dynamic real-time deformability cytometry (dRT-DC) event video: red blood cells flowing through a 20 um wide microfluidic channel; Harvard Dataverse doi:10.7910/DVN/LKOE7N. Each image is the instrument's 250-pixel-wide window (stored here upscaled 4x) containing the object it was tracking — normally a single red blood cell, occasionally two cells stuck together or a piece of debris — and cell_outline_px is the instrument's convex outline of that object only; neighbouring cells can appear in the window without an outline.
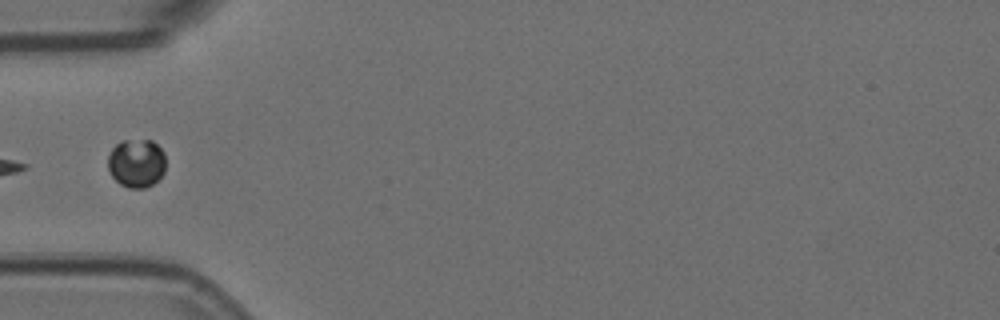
{"species": "Egyptian fruit bat (a non-hibernating species)", "species_latin": "Rousettus aegyptiacus", "temperature_condition": "room temperature", "stored_images_in_passage": 16, "camera_frame_rate_fps": 3000, "um_per_image_px": 0.085, "animal": {"sex": "female"}, "frame": {"image": 1, "passage_image": 1, "time_ms": 0.0, "image_size_px": [1000, 320], "cell_outline_px": [[164, 172], [152, 184], [144, 188], [128, 188], [120, 184], [112, 176], [108, 168], [108, 156], [112, 148], [120, 140], [152, 140], [164, 152]], "centroid_in_image_um": [11.58, 13.86], "position_along_channel_um": 73.4, "area_um2": 16.3}}